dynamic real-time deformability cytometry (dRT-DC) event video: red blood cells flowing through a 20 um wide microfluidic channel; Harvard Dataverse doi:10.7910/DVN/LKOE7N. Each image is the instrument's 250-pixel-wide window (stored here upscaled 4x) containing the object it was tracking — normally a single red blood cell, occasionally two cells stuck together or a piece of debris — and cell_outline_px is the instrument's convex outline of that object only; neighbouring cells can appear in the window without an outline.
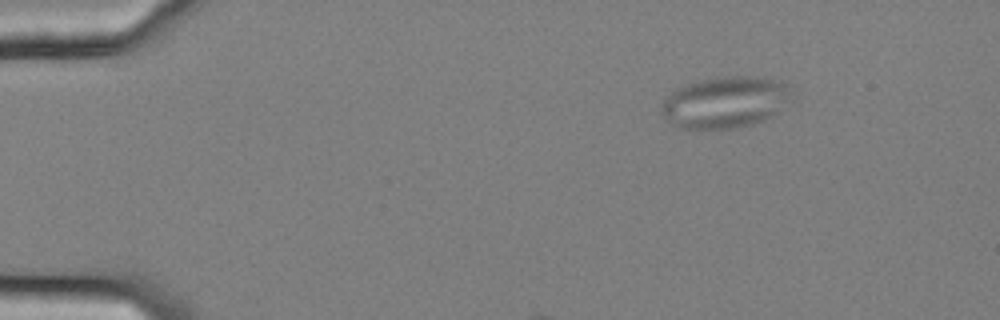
{"species": "common noctule bat (a hibernating species)", "species_latin": "Nyctalus noctula", "temperature_condition": "cold", "stored_images_in_passage": 8, "camera_frame_rate_fps": 3000, "um_per_image_px": 0.085, "animal": {"sex": "female", "body_mass_g": 25.1}, "frame": {"image": 1, "passage_image": 4, "time_ms": 1.0, "image_size_px": [1000, 320], "cell_outline_px": [[792, 92], [764, 120], [752, 124], [736, 128], [680, 128], [672, 124], [668, 120], [660, 108], [664, 100], [676, 88], [688, 84], [704, 80], [728, 76], [748, 76], [772, 80], [788, 84], [792, 88]], "centroid_in_image_um": [61.56, 8.69], "position_along_channel_um": 23.4, "area_um2": 37.69}}